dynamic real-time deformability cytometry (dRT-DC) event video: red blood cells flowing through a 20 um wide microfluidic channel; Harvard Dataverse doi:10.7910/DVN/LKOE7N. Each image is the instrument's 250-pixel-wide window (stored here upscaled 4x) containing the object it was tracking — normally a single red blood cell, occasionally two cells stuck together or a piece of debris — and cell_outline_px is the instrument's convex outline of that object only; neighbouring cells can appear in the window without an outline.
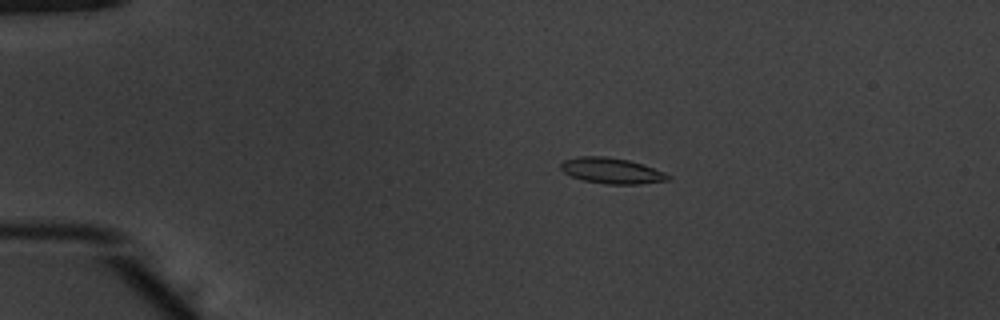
{"species": "common noctule bat (a hibernating species)", "species_latin": "Nyctalus noctula", "temperature_condition": "warm", "stored_images_in_passage": 53, "camera_frame_rate_fps": 3000, "um_per_image_px": 0.085, "animal": {"sex": "male", "body_mass_g": 20.1, "forearm_length_mm": 53.5}, "frame": {"image": 1, "passage_image": 11, "time_ms": 3.333, "image_size_px": [1000, 320], "cell_outline_px": [[672, 176], [668, 180], [640, 184], [608, 184], [584, 180], [572, 176], [564, 172], [560, 168], [560, 164], [564, 160], [580, 156], [604, 156], [628, 160], [644, 164], [664, 172]], "centroid_in_image_um": [52.01, 14.51], "position_along_channel_um": 33.0, "area_um2": 16.01}}
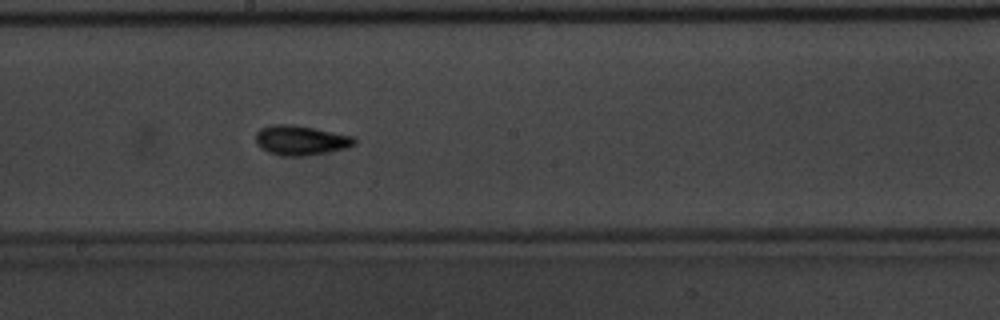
{"frame": {"image": 2, "passage_image": 30, "time_ms": 9.667, "image_size_px": [1000, 320], "cell_outline_px": [[356, 144], [348, 148], [328, 152], [304, 156], [280, 156], [268, 152], [260, 148], [256, 144], [256, 132], [260, 128], [272, 124], [288, 124], [312, 128], [352, 136], [356, 140]], "centroid_in_image_um": [25.53, 11.94], "position_along_channel_um": 222.7, "area_um2": 17.11}}
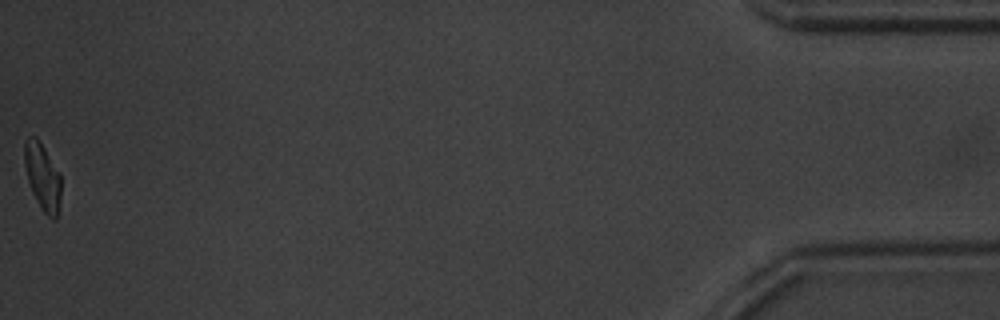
{"frame": {"image": 3, "passage_image": 53, "time_ms": 17.333, "image_size_px": [1000, 320], "cell_outline_px": [[60, 196], [56, 220], [52, 220], [44, 212], [36, 200], [32, 192], [28, 180], [24, 164], [24, 140], [28, 136], [36, 136], [40, 140], [60, 176]], "centroid_in_image_um": [3.58, 14.99], "position_along_channel_um": 431.6, "area_um2": 14.1}, "authors_computed_cell_mechanics": {"area_um2": 15.4904, "velocity_mm_per_s": 3.8964, "shape_relaxation_time_tau1_ms": 3.2951, "shape_relaxation_time_tau2_ms": 2.5031, "deformation_change_tau1": 0.1764, "deformation_change_tau2": 0.0822}}